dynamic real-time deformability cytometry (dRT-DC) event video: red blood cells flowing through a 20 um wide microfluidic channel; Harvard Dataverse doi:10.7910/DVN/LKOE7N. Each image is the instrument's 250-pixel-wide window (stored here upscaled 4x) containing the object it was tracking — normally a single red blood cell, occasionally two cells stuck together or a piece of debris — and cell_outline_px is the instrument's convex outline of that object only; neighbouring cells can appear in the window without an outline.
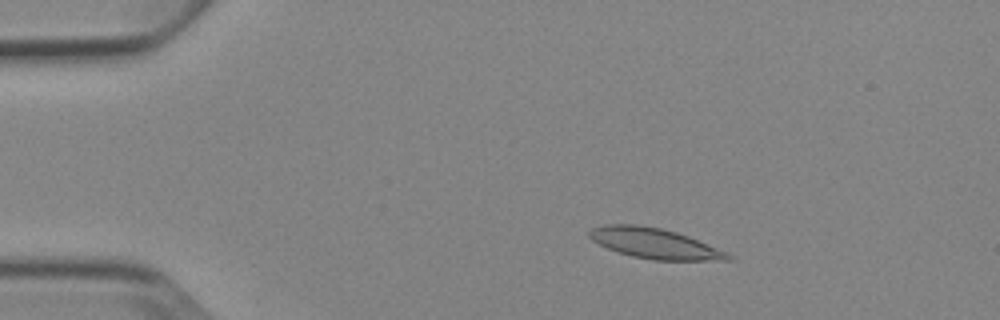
{"species": "Egyptian fruit bat (a non-hibernating species)", "species_latin": "Rousettus aegyptiacus", "temperature_condition": "cold", "stored_images_in_passage": 6, "camera_frame_rate_fps": 3000, "um_per_image_px": 0.085, "animal": {"sex": "female"}, "frame": {"image": 1, "passage_image": 2, "time_ms": 1.0, "image_size_px": [1000, 320], "cell_outline_px": [[736, 256], [732, 260], [652, 260], [632, 256], [608, 248], [592, 240], [588, 236], [588, 232], [592, 228], [604, 224], [636, 224], [660, 228], [676, 232], [688, 236], [728, 252]], "centroid_in_image_um": [55.67, 20.69], "position_along_channel_um": 29.3, "area_um2": 24.51}}
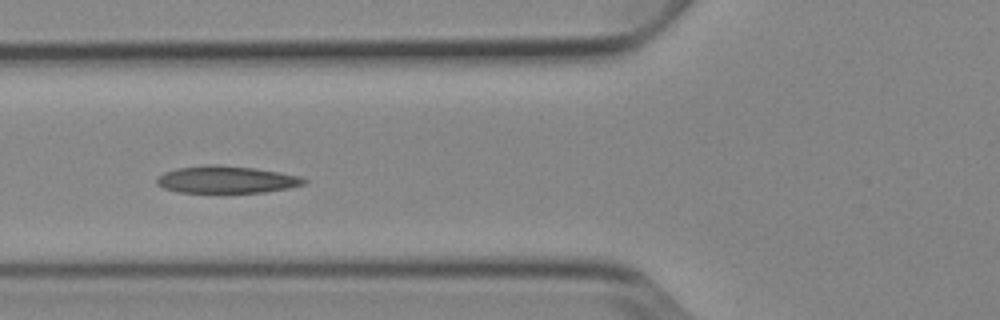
{"frame": {"image": 2, "passage_image": 5, "time_ms": 4.667, "image_size_px": [1000, 320], "cell_outline_px": [[308, 184], [288, 188], [264, 192], [180, 192], [164, 188], [156, 184], [156, 180], [164, 172], [176, 168], [208, 164], [216, 164], [256, 168], [300, 176], [308, 180]], "centroid_in_image_um": [19.27, 15.25], "position_along_channel_um": 106.5, "area_um2": 23.35}}
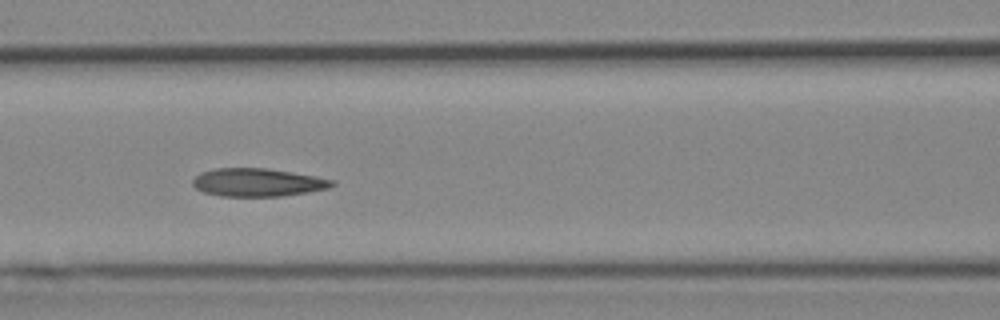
{"frame": {"image": 3, "passage_image": 6, "time_ms": 5.667, "image_size_px": [1000, 320], "cell_outline_px": [[336, 184], [328, 188], [308, 192], [280, 196], [220, 196], [204, 192], [196, 188], [192, 184], [192, 180], [200, 172], [216, 168], [268, 168], [292, 172], [336, 180]], "centroid_in_image_um": [21.9, 15.5], "position_along_channel_um": 144.7, "area_um2": 22.83}}